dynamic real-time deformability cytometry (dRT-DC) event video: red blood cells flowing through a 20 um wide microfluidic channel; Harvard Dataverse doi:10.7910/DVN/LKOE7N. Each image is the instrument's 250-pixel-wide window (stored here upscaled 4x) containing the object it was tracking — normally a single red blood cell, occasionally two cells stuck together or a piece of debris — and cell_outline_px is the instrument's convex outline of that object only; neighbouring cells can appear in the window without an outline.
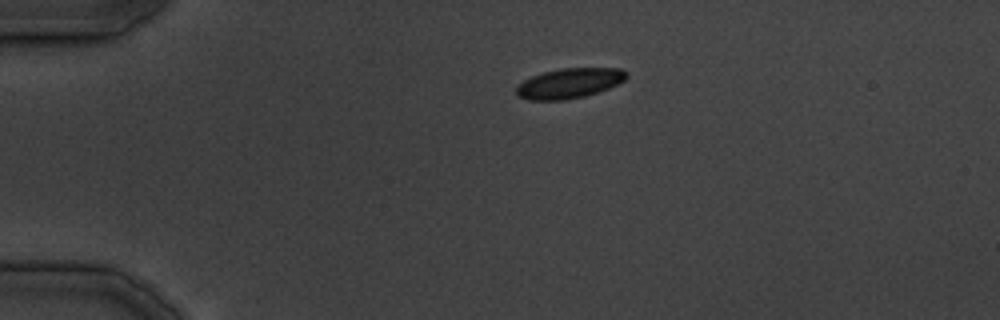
{"species": "common noctule bat (a hibernating species)", "species_latin": "Nyctalus noctula", "temperature_condition": "cold", "stored_images_in_passage": 26, "camera_frame_rate_fps": 3000, "um_per_image_px": 0.085, "animal": {"sex": "male", "body_mass_g": 19.5, "forearm_length_mm": 54.6}, "frame": {"image": 1, "passage_image": 1, "time_ms": 0.0, "image_size_px": [1000, 320], "cell_outline_px": [[628, 76], [624, 80], [608, 88], [584, 96], [564, 100], [528, 100], [516, 96], [516, 84], [532, 76], [544, 72], [560, 68], [620, 68], [628, 72]], "centroid_in_image_um": [48.35, 7.07], "position_along_channel_um": 36.6, "area_um2": 19.31}}